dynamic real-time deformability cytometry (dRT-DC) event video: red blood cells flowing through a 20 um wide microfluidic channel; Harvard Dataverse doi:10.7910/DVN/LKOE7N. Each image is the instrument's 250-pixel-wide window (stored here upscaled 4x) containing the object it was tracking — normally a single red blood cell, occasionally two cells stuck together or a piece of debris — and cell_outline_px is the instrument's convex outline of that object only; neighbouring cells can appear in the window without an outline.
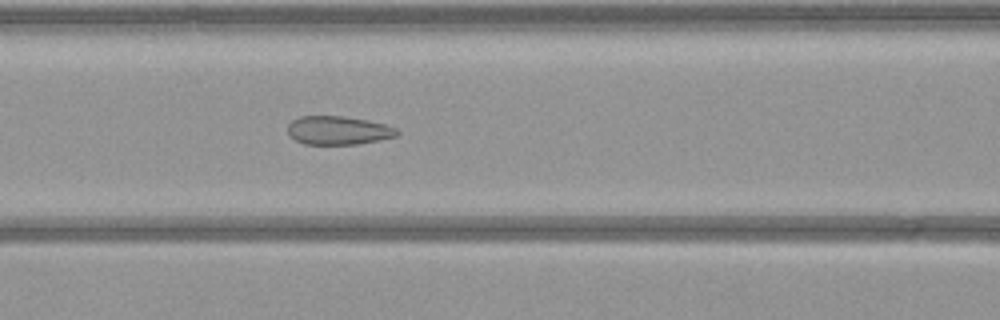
{"species": "common noctule bat (a hibernating species)", "species_latin": "Nyctalus noctula", "temperature_condition": "warm", "stored_images_in_passage": 53, "camera_frame_rate_fps": 3000, "um_per_image_px": 0.085, "animal": {"sex": "female", "body_mass_g": 21.9}, "frame": {"image": 1, "passage_image": 22, "time_ms": 7.0, "image_size_px": [1000, 320], "cell_outline_px": [[400, 132], [396, 136], [380, 140], [356, 144], [304, 144], [288, 136], [288, 124], [292, 120], [300, 116], [344, 116], [368, 120], [384, 124], [396, 128]], "centroid_in_image_um": [28.74, 11.08], "position_along_channel_um": 137.9, "area_um2": 18.26}}
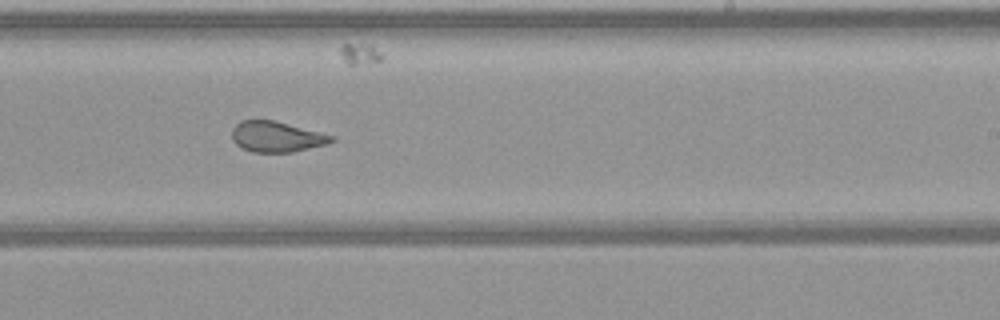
{"frame": {"image": 2, "passage_image": 32, "time_ms": 10.333, "image_size_px": [1000, 320], "cell_outline_px": [[336, 140], [328, 144], [292, 152], [252, 152], [236, 144], [232, 140], [232, 128], [240, 120], [272, 120], [336, 136]], "centroid_in_image_um": [23.52, 11.62], "position_along_channel_um": 265.5, "area_um2": 17.74}}
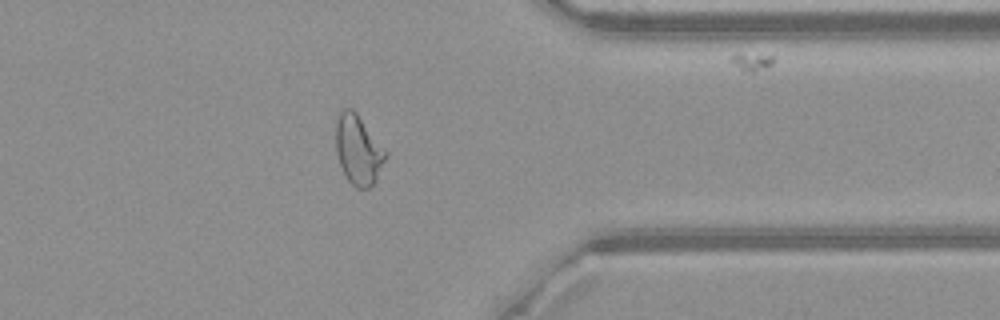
{"frame": {"image": 3, "passage_image": 42, "time_ms": 13.667, "image_size_px": [1000, 320], "cell_outline_px": [[388, 156], [376, 180], [368, 188], [356, 188], [348, 180], [340, 164], [336, 152], [336, 120], [340, 112], [344, 108], [352, 108], [356, 112], [388, 152]], "centroid_in_image_um": [30.47, 12.73], "position_along_channel_um": 380.9, "area_um2": 20.17}}